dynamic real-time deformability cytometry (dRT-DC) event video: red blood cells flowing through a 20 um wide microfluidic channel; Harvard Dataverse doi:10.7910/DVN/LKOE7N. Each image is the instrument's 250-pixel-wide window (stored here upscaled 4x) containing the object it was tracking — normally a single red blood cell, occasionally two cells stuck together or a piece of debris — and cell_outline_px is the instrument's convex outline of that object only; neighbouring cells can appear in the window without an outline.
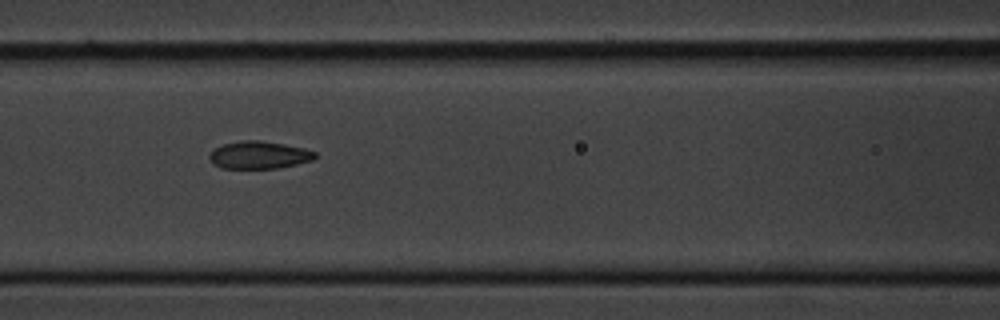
{"species": "common noctule bat (a hibernating species)", "species_latin": "Nyctalus noctula", "temperature_condition": "cold", "stored_images_in_passage": 8, "camera_frame_rate_fps": 3000, "um_per_image_px": 0.085, "animal": {"sex": "male", "body_mass_g": 20.1, "forearm_length_mm": 53.5}, "frame": {"image": 1, "passage_image": 5, "time_ms": 4.667, "image_size_px": [1000, 320], "cell_outline_px": [[320, 156], [312, 160], [296, 164], [276, 168], [220, 168], [212, 164], [208, 156], [216, 148], [224, 144], [240, 140], [260, 140], [284, 144], [304, 148], [316, 152]], "centroid_in_image_um": [22.03, 13.17], "position_along_channel_um": 144.6, "area_um2": 16.99}}
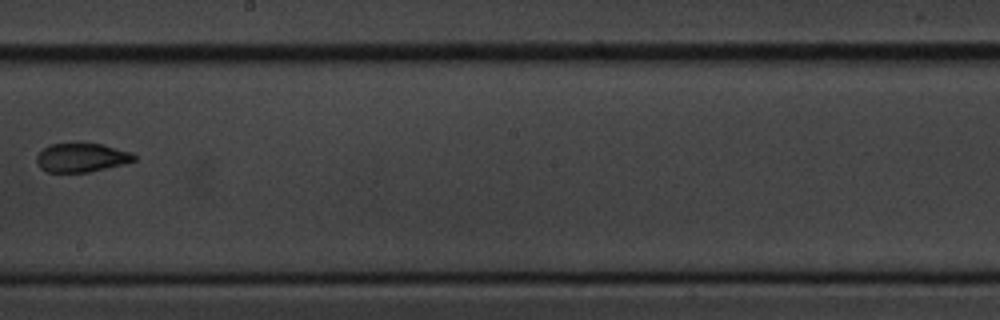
{"frame": {"image": 2, "passage_image": 7, "time_ms": 7.333, "image_size_px": [1000, 320], "cell_outline_px": [[136, 160], [88, 172], [48, 172], [40, 168], [36, 160], [36, 156], [44, 148], [52, 144], [76, 140], [104, 144], [132, 152], [136, 156]], "centroid_in_image_um": [6.91, 13.34], "position_along_channel_um": 241.3, "area_um2": 16.88}}
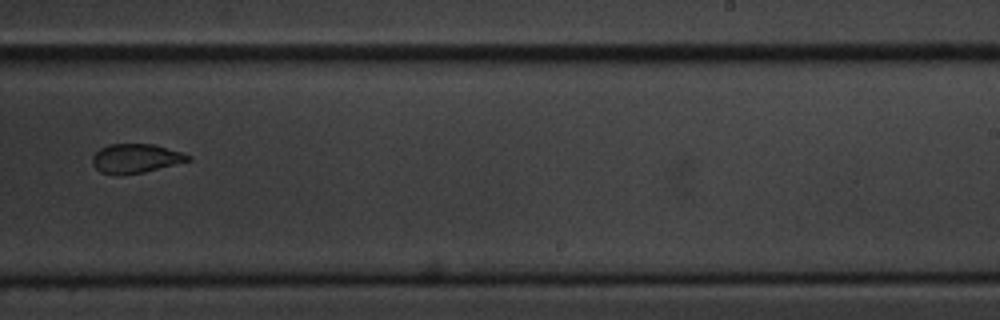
{"frame": {"image": 3, "passage_image": 8, "time_ms": 8.333, "image_size_px": [1000, 320], "cell_outline_px": [[192, 160], [144, 172], [116, 176], [100, 172], [92, 164], [92, 156], [100, 148], [108, 144], [152, 144], [180, 152], [192, 156]], "centroid_in_image_um": [11.5, 13.48], "position_along_channel_um": 277.5, "area_um2": 16.3}}